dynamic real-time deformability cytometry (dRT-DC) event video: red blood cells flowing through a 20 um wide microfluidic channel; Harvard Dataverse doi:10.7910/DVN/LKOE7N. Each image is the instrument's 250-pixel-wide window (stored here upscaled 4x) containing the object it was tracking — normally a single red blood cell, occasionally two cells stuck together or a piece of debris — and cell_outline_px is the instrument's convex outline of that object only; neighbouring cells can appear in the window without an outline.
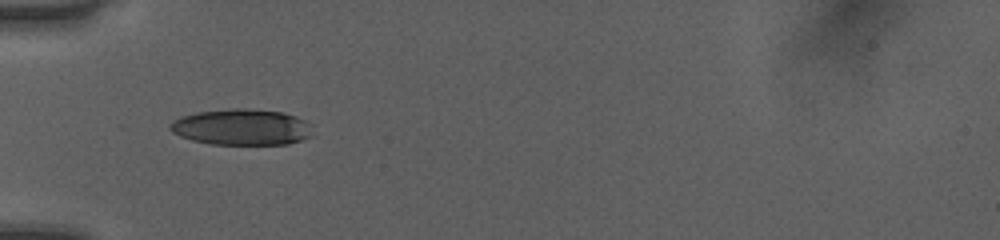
{"species": "human", "species_latin": "Homo sapiens", "temperature_condition": "room temperature", "stored_images_in_passage": 34, "camera_frame_rate_fps": 3000, "um_per_image_px": 0.085, "donor": {"sex": "female"}, "frame": {"image": 1, "passage_image": 1, "time_ms": 0.0, "image_size_px": [1000, 240], "cell_outline_px": [[312, 136], [288, 144], [212, 144], [192, 140], [180, 136], [172, 132], [168, 128], [172, 120], [180, 116], [196, 112], [232, 108], [244, 108], [280, 112], [296, 116], [304, 120]], "centroid_in_image_um": [20.46, 10.8], "position_along_channel_um": 64.5, "area_um2": 29.77}}
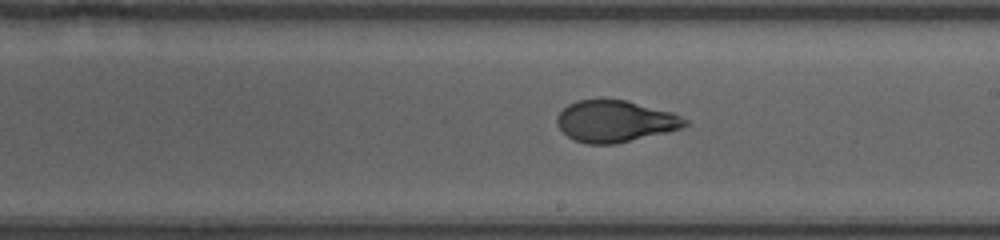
{"frame": {"image": 2, "passage_image": 14, "time_ms": 4.333, "image_size_px": [1000, 240], "cell_outline_px": [[688, 124], [680, 128], [668, 132], [616, 144], [588, 144], [576, 140], [568, 136], [556, 124], [556, 116], [568, 104], [576, 100], [624, 100], [672, 112], [688, 120]], "centroid_in_image_um": [52.28, 10.31], "position_along_channel_um": 236.7, "area_um2": 30.81}}
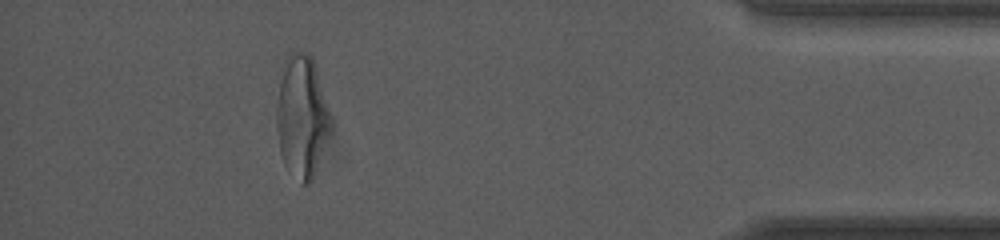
{"frame": {"image": 3, "passage_image": 30, "time_ms": 9.667, "image_size_px": [1000, 240], "cell_outline_px": [[336, 124], [312, 176], [308, 184], [300, 184], [284, 164], [280, 152], [276, 128], [276, 108], [280, 84], [288, 56], [292, 52], [304, 52], [312, 60], [316, 68], [332, 112]], "centroid_in_image_um": [25.72, 9.97], "position_along_channel_um": 409.5, "area_um2": 38.78}, "authors_computed_cell_mechanics": {"area_um2": 31.6744, "velocity_mm_per_s": 4.0682, "shape_relaxation_time_tau1_ms": 3.4971, "shape_relaxation_time_tau2_ms": 0.7339, "deformation_change_tau1": 0.1703, "deformation_change_tau2": 0.06}}